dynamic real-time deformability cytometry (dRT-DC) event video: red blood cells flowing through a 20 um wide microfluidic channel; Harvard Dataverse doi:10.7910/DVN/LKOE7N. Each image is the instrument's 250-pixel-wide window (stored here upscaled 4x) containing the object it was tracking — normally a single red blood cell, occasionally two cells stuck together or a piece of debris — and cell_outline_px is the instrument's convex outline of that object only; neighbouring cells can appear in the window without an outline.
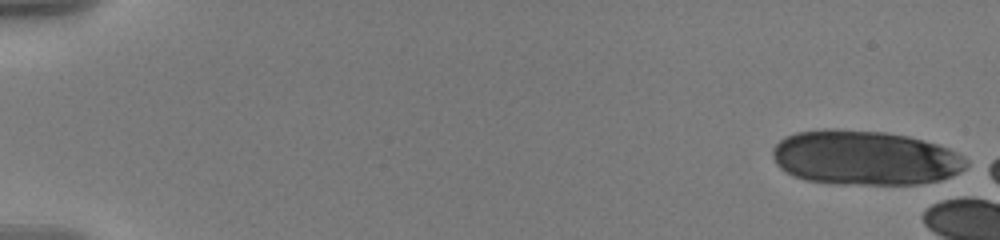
{"species": "human", "species_latin": "Homo sapiens", "temperature_condition": "warm", "stored_images_in_passage": 10, "camera_frame_rate_fps": 3000, "um_per_image_px": 0.085, "donor": {"sex": "male"}, "frame": {"image": 1, "passage_image": 1, "time_ms": 0.0, "image_size_px": [1000, 240], "cell_outline_px": [[972, 164], [960, 172], [940, 180], [916, 184], [832, 184], [808, 180], [792, 176], [780, 168], [776, 164], [772, 156], [772, 148], [784, 136], [796, 132], [824, 128], [832, 128], [884, 132], [908, 136], [936, 144], [948, 148], [964, 156]], "centroid_in_image_um": [73.5, 13.41], "position_along_channel_um": 11.5, "area_um2": 62.19}}